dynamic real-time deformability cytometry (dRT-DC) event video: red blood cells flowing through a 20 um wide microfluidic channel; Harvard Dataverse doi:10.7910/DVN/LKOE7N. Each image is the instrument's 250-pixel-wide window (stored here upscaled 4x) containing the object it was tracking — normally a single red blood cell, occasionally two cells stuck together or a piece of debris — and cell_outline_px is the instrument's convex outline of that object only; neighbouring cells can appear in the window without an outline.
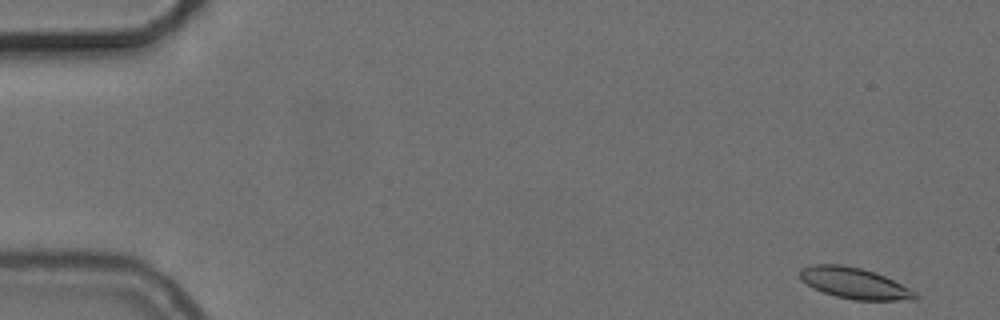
{"species": "common noctule bat (a hibernating species)", "species_latin": "Nyctalus noctula", "temperature_condition": "cold", "stored_images_in_passage": 54, "camera_frame_rate_fps": 3000, "um_per_image_px": 0.085, "animal": {"sex": "female", "body_mass_g": 24.6, "forearm_length_mm": 56.2}, "frame": {"image": 1, "passage_image": 1, "time_ms": 0.0, "image_size_px": [1000, 320], "cell_outline_px": [[920, 296], [916, 300], [852, 300], [836, 296], [812, 288], [800, 276], [800, 268], [812, 264], [844, 264], [860, 268], [884, 276], [916, 292]], "centroid_in_image_um": [72.63, 24.07], "position_along_channel_um": 12.4, "area_um2": 20.69}}
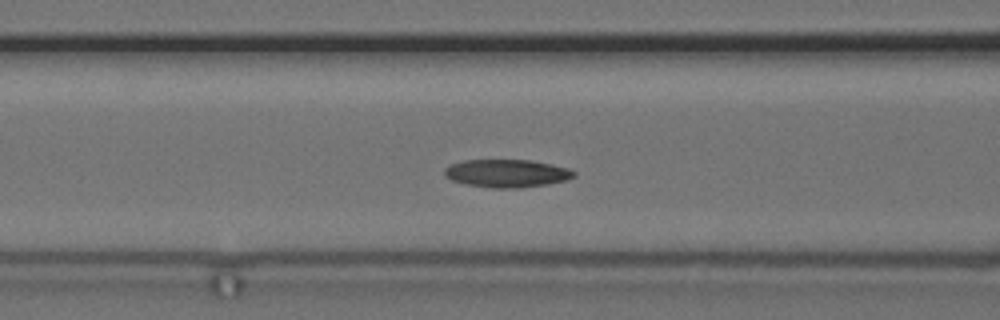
{"frame": {"image": 2, "passage_image": 21, "time_ms": 6.667, "image_size_px": [1000, 320], "cell_outline_px": [[576, 176], [568, 180], [548, 184], [520, 188], [492, 188], [464, 184], [452, 180], [444, 176], [444, 168], [452, 164], [464, 160], [532, 160], [568, 168], [576, 172]], "centroid_in_image_um": [43.09, 14.74], "position_along_channel_um": 123.5, "area_um2": 21.21}}
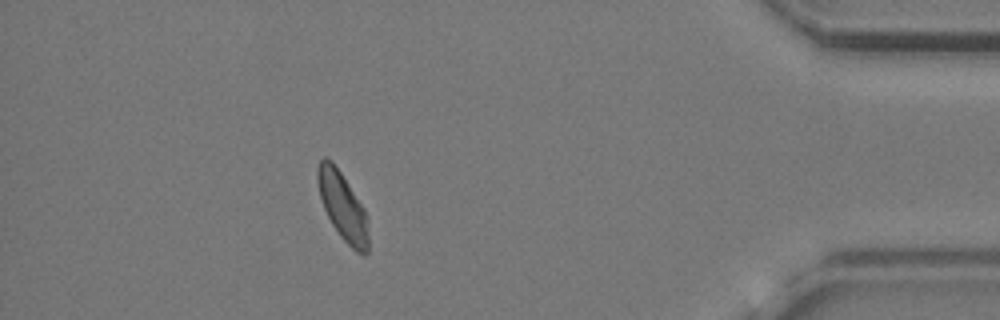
{"frame": {"image": 3, "passage_image": 48, "time_ms": 15.667, "image_size_px": [1000, 320], "cell_outline_px": [[368, 252], [364, 256], [356, 252], [340, 236], [332, 224], [324, 208], [320, 196], [316, 180], [316, 168], [320, 160], [324, 156], [332, 160], [364, 208], [368, 216]], "centroid_in_image_um": [29.12, 17.54], "position_along_channel_um": 406.1, "area_um2": 20.17}, "authors_computed_cell_mechanics": {"area_um2": 20.9525, "velocity_mm_per_s": 3.6837, "shape_relaxation_time_tau1_ms": 3.3198, "shape_relaxation_time_tau2_ms": null, "deformation_change_tau1": 0.0895, "deformation_change_tau2": null}}